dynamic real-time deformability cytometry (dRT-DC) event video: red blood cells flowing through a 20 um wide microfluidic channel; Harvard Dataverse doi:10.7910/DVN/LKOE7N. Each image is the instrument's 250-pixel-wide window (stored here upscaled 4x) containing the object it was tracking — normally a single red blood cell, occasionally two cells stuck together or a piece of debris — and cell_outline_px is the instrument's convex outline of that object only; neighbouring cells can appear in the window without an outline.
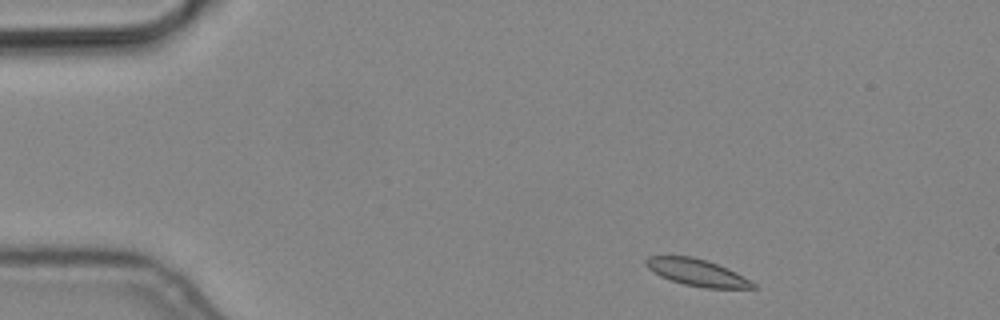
{"species": "common noctule bat (a hibernating species)", "species_latin": "Nyctalus noctula", "temperature_condition": "cold", "stored_images_in_passage": 7, "camera_frame_rate_fps": 3000, "um_per_image_px": 0.085, "animal": {"sex": "male", "body_mass_g": 19.2, "forearm_length_mm": 51.8}, "frame": {"image": 1, "passage_image": 1, "time_ms": 0.0, "image_size_px": [1000, 320], "cell_outline_px": [[756, 288], [704, 288], [684, 284], [660, 276], [648, 268], [644, 264], [644, 260], [648, 256], [692, 256], [708, 260], [728, 268], [752, 280], [756, 284]], "centroid_in_image_um": [59.27, 23.15], "position_along_channel_um": 25.7, "area_um2": 16.88}}
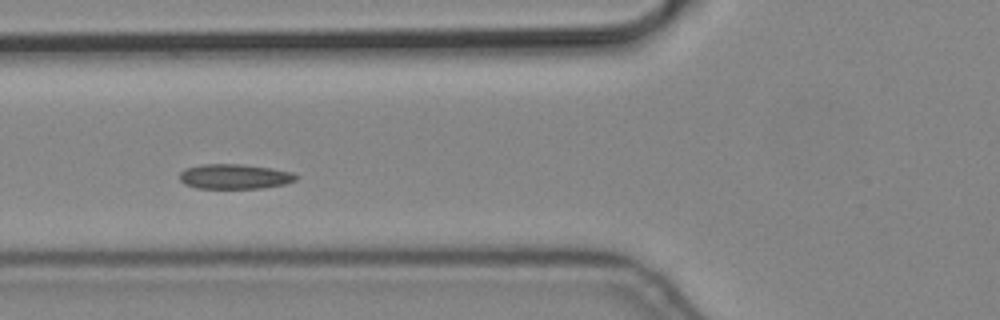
{"frame": {"image": 2, "passage_image": 5, "time_ms": 1.333, "image_size_px": [1000, 320], "cell_outline_px": [[300, 176], [296, 180], [284, 184], [260, 188], [196, 188], [184, 184], [180, 180], [180, 172], [184, 168], [200, 164], [244, 164], [272, 168], [292, 172]], "centroid_in_image_um": [19.93, 14.99], "position_along_channel_um": 105.9, "area_um2": 17.05}}
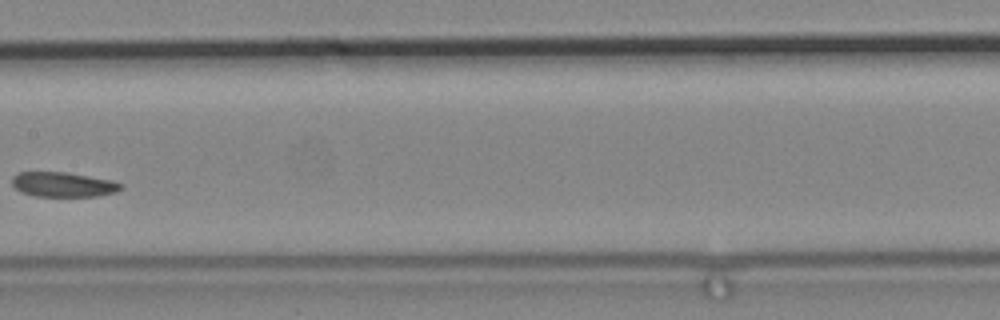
{"frame": {"image": 3, "passage_image": 7, "time_ms": 2.0, "image_size_px": [1000, 320], "cell_outline_px": [[124, 188], [116, 192], [96, 196], [36, 196], [20, 192], [12, 184], [12, 176], [16, 172], [68, 172], [112, 180], [124, 184]], "centroid_in_image_um": [5.39, 15.67], "position_along_channel_um": 202.0, "area_um2": 15.9}}